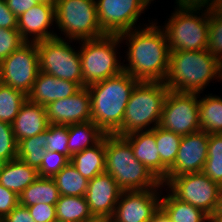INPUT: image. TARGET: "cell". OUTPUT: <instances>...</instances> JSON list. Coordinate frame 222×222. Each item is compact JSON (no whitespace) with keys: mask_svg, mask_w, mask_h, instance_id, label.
<instances>
[{"mask_svg":"<svg viewBox=\"0 0 222 222\" xmlns=\"http://www.w3.org/2000/svg\"><path fill=\"white\" fill-rule=\"evenodd\" d=\"M145 28H136L119 34L126 40L128 63L123 71L139 81L164 82L169 69L170 48L167 36L158 23L152 21ZM128 41V42H127Z\"/></svg>","mask_w":222,"mask_h":222,"instance_id":"6da1fadb","label":"cell"},{"mask_svg":"<svg viewBox=\"0 0 222 222\" xmlns=\"http://www.w3.org/2000/svg\"><path fill=\"white\" fill-rule=\"evenodd\" d=\"M139 82L125 71L87 86L92 122L105 134H115L122 126L126 105Z\"/></svg>","mask_w":222,"mask_h":222,"instance_id":"7a4b0ae2","label":"cell"},{"mask_svg":"<svg viewBox=\"0 0 222 222\" xmlns=\"http://www.w3.org/2000/svg\"><path fill=\"white\" fill-rule=\"evenodd\" d=\"M214 79H222V63L208 49L170 51L164 81L169 90L199 94Z\"/></svg>","mask_w":222,"mask_h":222,"instance_id":"3957f363","label":"cell"},{"mask_svg":"<svg viewBox=\"0 0 222 222\" xmlns=\"http://www.w3.org/2000/svg\"><path fill=\"white\" fill-rule=\"evenodd\" d=\"M105 172L122 191H143L157 188L161 182L139 162L130 143L115 134H105Z\"/></svg>","mask_w":222,"mask_h":222,"instance_id":"277c9868","label":"cell"},{"mask_svg":"<svg viewBox=\"0 0 222 222\" xmlns=\"http://www.w3.org/2000/svg\"><path fill=\"white\" fill-rule=\"evenodd\" d=\"M168 92L169 88L165 82L139 81L126 105L122 126L115 135L125 136L132 132L143 131V129L149 131L157 127L160 124L163 104Z\"/></svg>","mask_w":222,"mask_h":222,"instance_id":"5b68a950","label":"cell"},{"mask_svg":"<svg viewBox=\"0 0 222 222\" xmlns=\"http://www.w3.org/2000/svg\"><path fill=\"white\" fill-rule=\"evenodd\" d=\"M175 9L168 18L165 27H163L170 51L207 49L210 23L209 10L205 9L200 16L199 11H203V9L179 7H175Z\"/></svg>","mask_w":222,"mask_h":222,"instance_id":"8992f818","label":"cell"},{"mask_svg":"<svg viewBox=\"0 0 222 222\" xmlns=\"http://www.w3.org/2000/svg\"><path fill=\"white\" fill-rule=\"evenodd\" d=\"M79 50L83 73V84H90L116 76L123 71V63L116 53L119 43L118 35H104L96 39L81 40ZM119 44V45H118Z\"/></svg>","mask_w":222,"mask_h":222,"instance_id":"52a82bcc","label":"cell"},{"mask_svg":"<svg viewBox=\"0 0 222 222\" xmlns=\"http://www.w3.org/2000/svg\"><path fill=\"white\" fill-rule=\"evenodd\" d=\"M55 24L68 40L96 39L106 35L99 25L95 0H59Z\"/></svg>","mask_w":222,"mask_h":222,"instance_id":"ba28073f","label":"cell"},{"mask_svg":"<svg viewBox=\"0 0 222 222\" xmlns=\"http://www.w3.org/2000/svg\"><path fill=\"white\" fill-rule=\"evenodd\" d=\"M66 40L57 36L37 42L39 71L76 82L81 88L86 87L83 84L80 53L69 45L72 40Z\"/></svg>","mask_w":222,"mask_h":222,"instance_id":"9c48e42d","label":"cell"},{"mask_svg":"<svg viewBox=\"0 0 222 222\" xmlns=\"http://www.w3.org/2000/svg\"><path fill=\"white\" fill-rule=\"evenodd\" d=\"M199 96L198 93L169 90L159 126L180 136L200 131Z\"/></svg>","mask_w":222,"mask_h":222,"instance_id":"30bf717a","label":"cell"},{"mask_svg":"<svg viewBox=\"0 0 222 222\" xmlns=\"http://www.w3.org/2000/svg\"><path fill=\"white\" fill-rule=\"evenodd\" d=\"M165 186L176 198L208 215L217 209L220 186L203 172L175 176Z\"/></svg>","mask_w":222,"mask_h":222,"instance_id":"8fae6325","label":"cell"},{"mask_svg":"<svg viewBox=\"0 0 222 222\" xmlns=\"http://www.w3.org/2000/svg\"><path fill=\"white\" fill-rule=\"evenodd\" d=\"M38 72L39 54L35 42H25L0 63L2 84L26 95L31 91Z\"/></svg>","mask_w":222,"mask_h":222,"instance_id":"7c38bea8","label":"cell"},{"mask_svg":"<svg viewBox=\"0 0 222 222\" xmlns=\"http://www.w3.org/2000/svg\"><path fill=\"white\" fill-rule=\"evenodd\" d=\"M99 25L107 35L136 29L137 21L150 4L146 0H95ZM135 25V26H134Z\"/></svg>","mask_w":222,"mask_h":222,"instance_id":"4fadbf2b","label":"cell"},{"mask_svg":"<svg viewBox=\"0 0 222 222\" xmlns=\"http://www.w3.org/2000/svg\"><path fill=\"white\" fill-rule=\"evenodd\" d=\"M161 183L157 188L143 191H122L112 219L116 222H150L160 208ZM160 188V189H159Z\"/></svg>","mask_w":222,"mask_h":222,"instance_id":"5bb4252c","label":"cell"},{"mask_svg":"<svg viewBox=\"0 0 222 222\" xmlns=\"http://www.w3.org/2000/svg\"><path fill=\"white\" fill-rule=\"evenodd\" d=\"M209 134L204 131L182 136L174 164L168 169L164 186L175 176L202 172L208 153Z\"/></svg>","mask_w":222,"mask_h":222,"instance_id":"9a60e30c","label":"cell"},{"mask_svg":"<svg viewBox=\"0 0 222 222\" xmlns=\"http://www.w3.org/2000/svg\"><path fill=\"white\" fill-rule=\"evenodd\" d=\"M45 110L49 124L70 125L92 121L89 90L82 87L72 96L47 104Z\"/></svg>","mask_w":222,"mask_h":222,"instance_id":"2e32d148","label":"cell"},{"mask_svg":"<svg viewBox=\"0 0 222 222\" xmlns=\"http://www.w3.org/2000/svg\"><path fill=\"white\" fill-rule=\"evenodd\" d=\"M121 192L115 179L107 172L89 180L85 199L92 216L95 219L112 218Z\"/></svg>","mask_w":222,"mask_h":222,"instance_id":"e0dca14e","label":"cell"},{"mask_svg":"<svg viewBox=\"0 0 222 222\" xmlns=\"http://www.w3.org/2000/svg\"><path fill=\"white\" fill-rule=\"evenodd\" d=\"M55 22V4H36L17 17V30L25 42H40L58 35L49 28Z\"/></svg>","mask_w":222,"mask_h":222,"instance_id":"ac0fdd59","label":"cell"},{"mask_svg":"<svg viewBox=\"0 0 222 222\" xmlns=\"http://www.w3.org/2000/svg\"><path fill=\"white\" fill-rule=\"evenodd\" d=\"M131 145L135 158L162 182L168 175V168L161 162L156 141L155 128L136 131L123 136Z\"/></svg>","mask_w":222,"mask_h":222,"instance_id":"d6986e66","label":"cell"},{"mask_svg":"<svg viewBox=\"0 0 222 222\" xmlns=\"http://www.w3.org/2000/svg\"><path fill=\"white\" fill-rule=\"evenodd\" d=\"M80 89L81 87L76 82L56 78L39 71L31 91L27 94V99L32 103L46 106L53 101L72 96Z\"/></svg>","mask_w":222,"mask_h":222,"instance_id":"ffe728a7","label":"cell"},{"mask_svg":"<svg viewBox=\"0 0 222 222\" xmlns=\"http://www.w3.org/2000/svg\"><path fill=\"white\" fill-rule=\"evenodd\" d=\"M49 125L45 106L28 99L22 104L11 127L17 143L47 130Z\"/></svg>","mask_w":222,"mask_h":222,"instance_id":"44dd1931","label":"cell"},{"mask_svg":"<svg viewBox=\"0 0 222 222\" xmlns=\"http://www.w3.org/2000/svg\"><path fill=\"white\" fill-rule=\"evenodd\" d=\"M38 177L37 169L18 158L0 164V184L18 196Z\"/></svg>","mask_w":222,"mask_h":222,"instance_id":"7402d4cb","label":"cell"},{"mask_svg":"<svg viewBox=\"0 0 222 222\" xmlns=\"http://www.w3.org/2000/svg\"><path fill=\"white\" fill-rule=\"evenodd\" d=\"M70 162L88 181L105 172V135L97 144L71 156Z\"/></svg>","mask_w":222,"mask_h":222,"instance_id":"603a6c76","label":"cell"},{"mask_svg":"<svg viewBox=\"0 0 222 222\" xmlns=\"http://www.w3.org/2000/svg\"><path fill=\"white\" fill-rule=\"evenodd\" d=\"M59 191L53 178L38 177L19 195V205L24 207L36 204L55 205L59 199Z\"/></svg>","mask_w":222,"mask_h":222,"instance_id":"cb8c5ba5","label":"cell"},{"mask_svg":"<svg viewBox=\"0 0 222 222\" xmlns=\"http://www.w3.org/2000/svg\"><path fill=\"white\" fill-rule=\"evenodd\" d=\"M68 151L74 154L97 144L105 133L92 121L68 125Z\"/></svg>","mask_w":222,"mask_h":222,"instance_id":"d4e9b609","label":"cell"},{"mask_svg":"<svg viewBox=\"0 0 222 222\" xmlns=\"http://www.w3.org/2000/svg\"><path fill=\"white\" fill-rule=\"evenodd\" d=\"M160 207L170 217L171 222H206L208 214L193 205L176 198L171 192L161 197Z\"/></svg>","mask_w":222,"mask_h":222,"instance_id":"484cf974","label":"cell"},{"mask_svg":"<svg viewBox=\"0 0 222 222\" xmlns=\"http://www.w3.org/2000/svg\"><path fill=\"white\" fill-rule=\"evenodd\" d=\"M199 99V122L201 131L210 134H222V98L205 95Z\"/></svg>","mask_w":222,"mask_h":222,"instance_id":"4316f807","label":"cell"},{"mask_svg":"<svg viewBox=\"0 0 222 222\" xmlns=\"http://www.w3.org/2000/svg\"><path fill=\"white\" fill-rule=\"evenodd\" d=\"M56 218L66 222H87L95 219L85 196L60 195L55 204Z\"/></svg>","mask_w":222,"mask_h":222,"instance_id":"83f0119b","label":"cell"},{"mask_svg":"<svg viewBox=\"0 0 222 222\" xmlns=\"http://www.w3.org/2000/svg\"><path fill=\"white\" fill-rule=\"evenodd\" d=\"M60 195L85 196L88 180L69 162L53 177Z\"/></svg>","mask_w":222,"mask_h":222,"instance_id":"f1b7e54d","label":"cell"},{"mask_svg":"<svg viewBox=\"0 0 222 222\" xmlns=\"http://www.w3.org/2000/svg\"><path fill=\"white\" fill-rule=\"evenodd\" d=\"M47 130L33 137L18 142L17 158L29 166L39 169L46 153Z\"/></svg>","mask_w":222,"mask_h":222,"instance_id":"f546056e","label":"cell"},{"mask_svg":"<svg viewBox=\"0 0 222 222\" xmlns=\"http://www.w3.org/2000/svg\"><path fill=\"white\" fill-rule=\"evenodd\" d=\"M27 95L21 90L4 84L0 85V120L12 124Z\"/></svg>","mask_w":222,"mask_h":222,"instance_id":"4dcf8cb0","label":"cell"},{"mask_svg":"<svg viewBox=\"0 0 222 222\" xmlns=\"http://www.w3.org/2000/svg\"><path fill=\"white\" fill-rule=\"evenodd\" d=\"M202 172L222 186V134H210L208 153Z\"/></svg>","mask_w":222,"mask_h":222,"instance_id":"1f68e13d","label":"cell"},{"mask_svg":"<svg viewBox=\"0 0 222 222\" xmlns=\"http://www.w3.org/2000/svg\"><path fill=\"white\" fill-rule=\"evenodd\" d=\"M182 136L166 130L159 125L155 127V141L161 162L169 169L173 164L179 150Z\"/></svg>","mask_w":222,"mask_h":222,"instance_id":"d6a6232c","label":"cell"},{"mask_svg":"<svg viewBox=\"0 0 222 222\" xmlns=\"http://www.w3.org/2000/svg\"><path fill=\"white\" fill-rule=\"evenodd\" d=\"M68 137V125L49 124L47 127L48 145L46 150L61 153L70 160L72 155L67 148Z\"/></svg>","mask_w":222,"mask_h":222,"instance_id":"836d02e7","label":"cell"},{"mask_svg":"<svg viewBox=\"0 0 222 222\" xmlns=\"http://www.w3.org/2000/svg\"><path fill=\"white\" fill-rule=\"evenodd\" d=\"M208 51L222 63V16L209 10Z\"/></svg>","mask_w":222,"mask_h":222,"instance_id":"e575fe53","label":"cell"},{"mask_svg":"<svg viewBox=\"0 0 222 222\" xmlns=\"http://www.w3.org/2000/svg\"><path fill=\"white\" fill-rule=\"evenodd\" d=\"M17 147L11 124L0 120V164L17 159Z\"/></svg>","mask_w":222,"mask_h":222,"instance_id":"d590c367","label":"cell"},{"mask_svg":"<svg viewBox=\"0 0 222 222\" xmlns=\"http://www.w3.org/2000/svg\"><path fill=\"white\" fill-rule=\"evenodd\" d=\"M70 160L63 154L46 150L42 163L38 169L39 177L53 178L58 174Z\"/></svg>","mask_w":222,"mask_h":222,"instance_id":"8d00e7d4","label":"cell"},{"mask_svg":"<svg viewBox=\"0 0 222 222\" xmlns=\"http://www.w3.org/2000/svg\"><path fill=\"white\" fill-rule=\"evenodd\" d=\"M24 43L17 29L0 27V63Z\"/></svg>","mask_w":222,"mask_h":222,"instance_id":"74e56055","label":"cell"},{"mask_svg":"<svg viewBox=\"0 0 222 222\" xmlns=\"http://www.w3.org/2000/svg\"><path fill=\"white\" fill-rule=\"evenodd\" d=\"M34 222H52L56 218L55 205L36 204L27 207Z\"/></svg>","mask_w":222,"mask_h":222,"instance_id":"f35d334b","label":"cell"},{"mask_svg":"<svg viewBox=\"0 0 222 222\" xmlns=\"http://www.w3.org/2000/svg\"><path fill=\"white\" fill-rule=\"evenodd\" d=\"M19 204V196L0 184V219L2 220Z\"/></svg>","mask_w":222,"mask_h":222,"instance_id":"ab89813d","label":"cell"},{"mask_svg":"<svg viewBox=\"0 0 222 222\" xmlns=\"http://www.w3.org/2000/svg\"><path fill=\"white\" fill-rule=\"evenodd\" d=\"M0 27L17 29V17L9 10L5 0H0Z\"/></svg>","mask_w":222,"mask_h":222,"instance_id":"60d3db41","label":"cell"},{"mask_svg":"<svg viewBox=\"0 0 222 222\" xmlns=\"http://www.w3.org/2000/svg\"><path fill=\"white\" fill-rule=\"evenodd\" d=\"M1 222H34L27 207L17 205Z\"/></svg>","mask_w":222,"mask_h":222,"instance_id":"b9f144b4","label":"cell"},{"mask_svg":"<svg viewBox=\"0 0 222 222\" xmlns=\"http://www.w3.org/2000/svg\"><path fill=\"white\" fill-rule=\"evenodd\" d=\"M9 10L19 17L24 12L28 11L31 7L35 6L34 0H5Z\"/></svg>","mask_w":222,"mask_h":222,"instance_id":"7bdbcfd3","label":"cell"},{"mask_svg":"<svg viewBox=\"0 0 222 222\" xmlns=\"http://www.w3.org/2000/svg\"><path fill=\"white\" fill-rule=\"evenodd\" d=\"M216 2L217 0H176V6L179 8H206L207 10H211Z\"/></svg>","mask_w":222,"mask_h":222,"instance_id":"ee69618b","label":"cell"},{"mask_svg":"<svg viewBox=\"0 0 222 222\" xmlns=\"http://www.w3.org/2000/svg\"><path fill=\"white\" fill-rule=\"evenodd\" d=\"M150 222H171V220L167 213L160 207L153 215Z\"/></svg>","mask_w":222,"mask_h":222,"instance_id":"f6af8a7d","label":"cell"},{"mask_svg":"<svg viewBox=\"0 0 222 222\" xmlns=\"http://www.w3.org/2000/svg\"><path fill=\"white\" fill-rule=\"evenodd\" d=\"M208 222H222V212L215 211L208 215Z\"/></svg>","mask_w":222,"mask_h":222,"instance_id":"bcb514c9","label":"cell"},{"mask_svg":"<svg viewBox=\"0 0 222 222\" xmlns=\"http://www.w3.org/2000/svg\"><path fill=\"white\" fill-rule=\"evenodd\" d=\"M212 10L219 16H222V0H217Z\"/></svg>","mask_w":222,"mask_h":222,"instance_id":"7dc6e473","label":"cell"},{"mask_svg":"<svg viewBox=\"0 0 222 222\" xmlns=\"http://www.w3.org/2000/svg\"><path fill=\"white\" fill-rule=\"evenodd\" d=\"M216 211L222 212V186L219 189L218 206Z\"/></svg>","mask_w":222,"mask_h":222,"instance_id":"c3c4849f","label":"cell"},{"mask_svg":"<svg viewBox=\"0 0 222 222\" xmlns=\"http://www.w3.org/2000/svg\"><path fill=\"white\" fill-rule=\"evenodd\" d=\"M36 4L52 3L50 0H34Z\"/></svg>","mask_w":222,"mask_h":222,"instance_id":"681fc988","label":"cell"},{"mask_svg":"<svg viewBox=\"0 0 222 222\" xmlns=\"http://www.w3.org/2000/svg\"><path fill=\"white\" fill-rule=\"evenodd\" d=\"M101 222H116V221L113 220L112 218H105V219H101Z\"/></svg>","mask_w":222,"mask_h":222,"instance_id":"f907efd6","label":"cell"},{"mask_svg":"<svg viewBox=\"0 0 222 222\" xmlns=\"http://www.w3.org/2000/svg\"><path fill=\"white\" fill-rule=\"evenodd\" d=\"M52 222H66V221H63V220L58 219V218H55Z\"/></svg>","mask_w":222,"mask_h":222,"instance_id":"816d5d0a","label":"cell"},{"mask_svg":"<svg viewBox=\"0 0 222 222\" xmlns=\"http://www.w3.org/2000/svg\"><path fill=\"white\" fill-rule=\"evenodd\" d=\"M87 222H101V219H93V220H90V221H87Z\"/></svg>","mask_w":222,"mask_h":222,"instance_id":"f5cc1de1","label":"cell"},{"mask_svg":"<svg viewBox=\"0 0 222 222\" xmlns=\"http://www.w3.org/2000/svg\"><path fill=\"white\" fill-rule=\"evenodd\" d=\"M52 3H56V2H58L59 0H50Z\"/></svg>","mask_w":222,"mask_h":222,"instance_id":"db71d44e","label":"cell"},{"mask_svg":"<svg viewBox=\"0 0 222 222\" xmlns=\"http://www.w3.org/2000/svg\"><path fill=\"white\" fill-rule=\"evenodd\" d=\"M149 4H151V1H153V0H146Z\"/></svg>","mask_w":222,"mask_h":222,"instance_id":"11a10c76","label":"cell"}]
</instances>
